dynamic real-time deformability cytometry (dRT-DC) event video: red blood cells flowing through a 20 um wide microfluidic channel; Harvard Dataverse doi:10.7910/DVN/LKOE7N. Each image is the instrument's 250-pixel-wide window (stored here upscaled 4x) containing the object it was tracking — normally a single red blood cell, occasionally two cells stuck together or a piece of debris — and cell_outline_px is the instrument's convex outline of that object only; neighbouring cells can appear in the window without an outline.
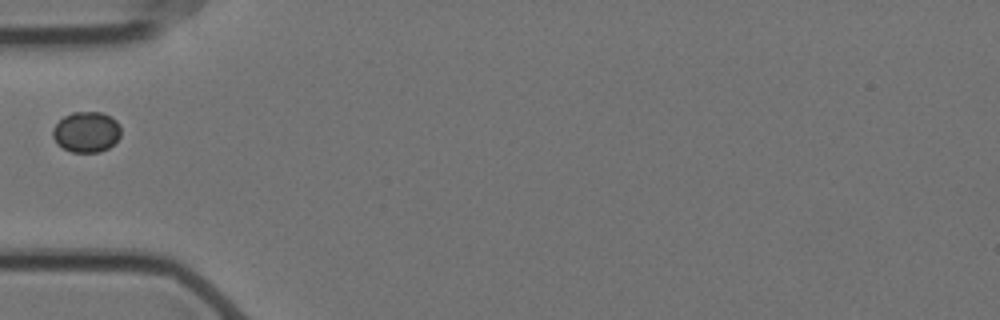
{"species": "Egyptian fruit bat (a non-hibernating species)", "species_latin": "Rousettus aegyptiacus", "temperature_condition": "cold", "stored_images_in_passage": 40, "camera_frame_rate_fps": 3000, "um_per_image_px": 0.085, "animal": {"sex": "female"}, "frame": {"image": 1, "passage_image": 1, "time_ms": 0.0, "image_size_px": [1000, 320], "cell_outline_px": [[120, 136], [108, 148], [100, 152], [72, 152], [56, 144], [52, 136], [52, 128], [64, 116], [72, 112], [100, 112], [116, 120], [120, 124]], "centroid_in_image_um": [7.32, 11.22], "position_along_channel_um": 77.7, "area_um2": 16.13}}
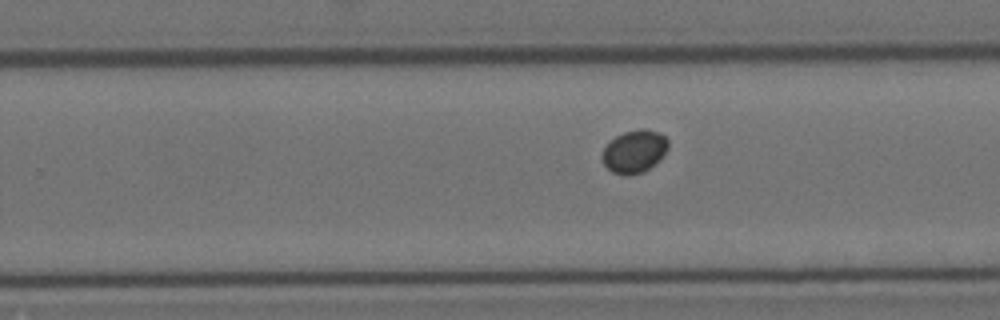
{"frame": {"image": 2, "passage_image": 18, "time_ms": 5.667, "image_size_px": [1000, 320], "cell_outline_px": [[668, 148], [660, 160], [656, 164], [644, 172], [628, 176], [612, 172], [604, 164], [600, 156], [604, 148], [616, 136], [624, 132], [640, 128], [644, 128], [660, 132], [668, 140]], "centroid_in_image_um": [53.94, 12.88], "position_along_channel_um": 275.9, "area_um2": 16.65}}
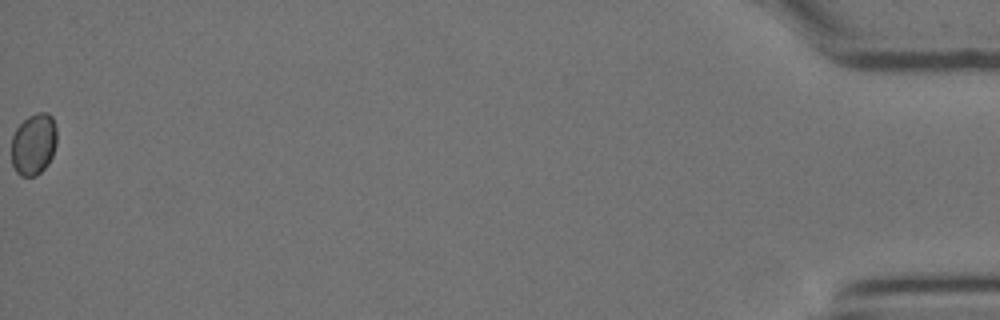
{"frame": {"image": 3, "passage_image": 40, "time_ms": 13.0, "image_size_px": [1000, 320], "cell_outline_px": [[56, 144], [52, 156], [48, 164], [36, 176], [20, 176], [16, 172], [12, 164], [12, 136], [16, 128], [28, 116], [36, 112], [48, 112], [52, 116], [56, 128]], "centroid_in_image_um": [2.86, 12.24], "position_along_channel_um": 432.3, "area_um2": 16.42}}